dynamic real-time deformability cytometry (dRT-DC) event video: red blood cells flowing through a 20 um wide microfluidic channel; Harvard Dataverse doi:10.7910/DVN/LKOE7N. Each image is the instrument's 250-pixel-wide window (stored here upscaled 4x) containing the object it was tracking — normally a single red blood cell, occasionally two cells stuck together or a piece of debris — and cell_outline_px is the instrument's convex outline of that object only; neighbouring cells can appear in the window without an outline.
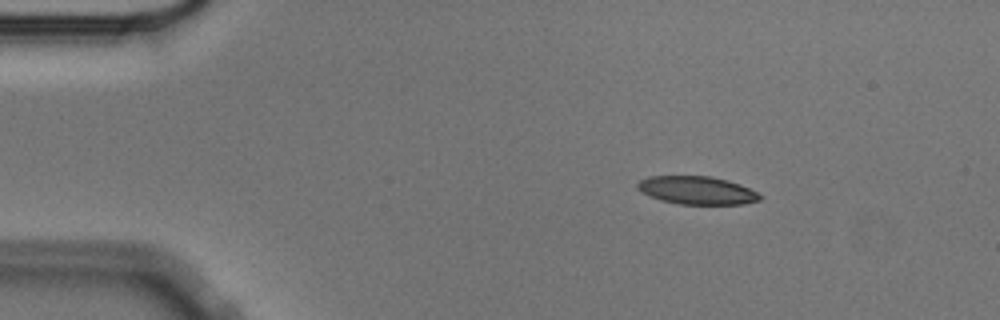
{"species": "Egyptian fruit bat (a non-hibernating species)", "species_latin": "Rousettus aegyptiacus", "temperature_condition": "cold", "stored_images_in_passage": 49, "camera_frame_rate_fps": 3000, "um_per_image_px": 0.085, "animal": {"sex": "male"}, "frame": {"image": 1, "passage_image": 1, "time_ms": 0.0, "image_size_px": [1000, 320], "cell_outline_px": [[764, 196], [760, 200], [744, 204], [680, 204], [660, 200], [636, 188], [636, 184], [640, 180], [648, 176], [712, 176], [728, 180], [740, 184]], "centroid_in_image_um": [59.26, 16.17], "position_along_channel_um": 25.7, "area_um2": 20.0}}
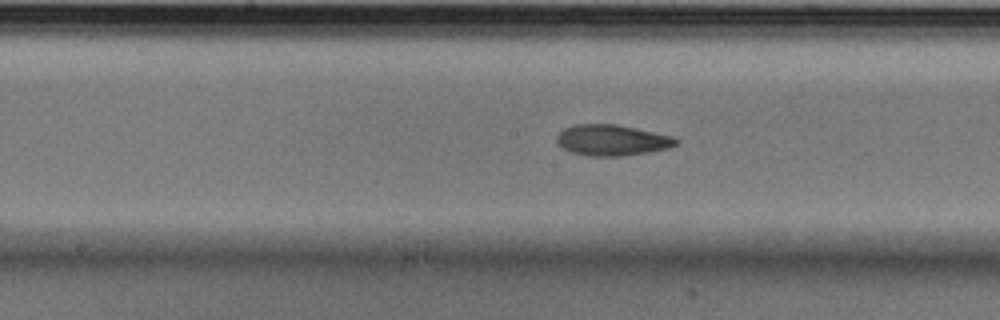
{"frame": {"image": 2, "passage_image": 21, "time_ms": 6.667, "image_size_px": [1000, 320], "cell_outline_px": [[680, 140], [676, 144], [668, 148], [648, 152], [624, 156], [588, 156], [572, 152], [564, 148], [556, 140], [556, 136], [564, 128], [572, 124], [616, 124], [676, 136]], "centroid_in_image_um": [52.05, 11.9], "position_along_channel_um": 196.1, "area_um2": 21.62}}
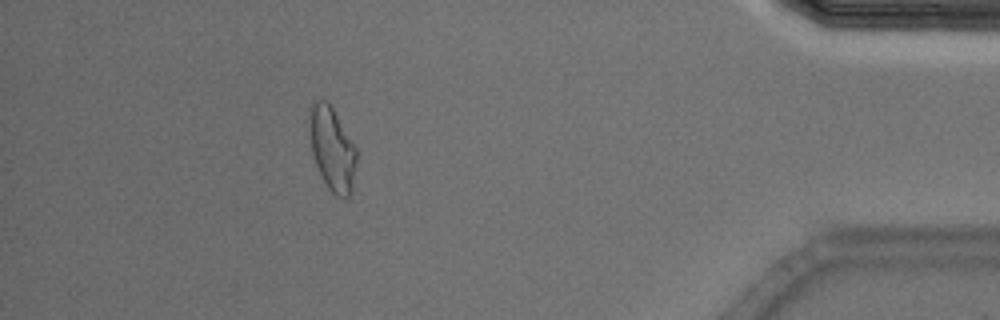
{"frame": {"image": 3, "passage_image": 43, "time_ms": 14.0, "image_size_px": [1000, 320], "cell_outline_px": [[356, 164], [352, 192], [344, 200], [336, 196], [328, 188], [316, 164], [312, 152], [308, 124], [308, 108], [312, 100], [328, 100], [356, 148]], "centroid_in_image_um": [28.21, 12.62], "position_along_channel_um": 407.0, "area_um2": 23.18}, "authors_computed_cell_mechanics": {"area_um2": 21.6172, "velocity_mm_per_s": 3.5373, "shape_relaxation_time_tau1_ms": 9.0919, "shape_relaxation_time_tau2_ms": 2.9513, "deformation_change_tau1": 0.1989, "deformation_change_tau2": 0.0961}}